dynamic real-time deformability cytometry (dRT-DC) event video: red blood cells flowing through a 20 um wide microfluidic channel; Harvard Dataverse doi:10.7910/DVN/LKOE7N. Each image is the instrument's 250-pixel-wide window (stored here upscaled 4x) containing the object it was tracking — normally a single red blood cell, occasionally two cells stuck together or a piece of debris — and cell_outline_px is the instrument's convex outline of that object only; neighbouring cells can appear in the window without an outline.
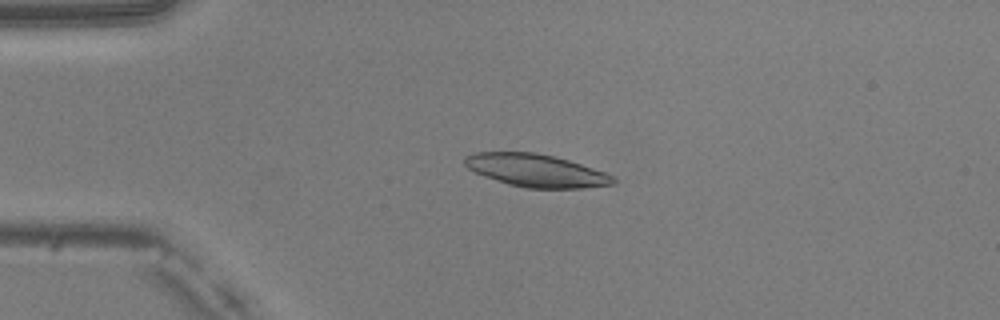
{"species": "common noctule bat (a hibernating species)", "species_latin": "Nyctalus noctula", "temperature_condition": "warm", "stored_images_in_passage": 49, "camera_frame_rate_fps": 3000, "um_per_image_px": 0.085, "animal": {"sex": "male", "body_mass_g": 20.5, "forearm_length_mm": 52.5}, "frame": {"image": 1, "passage_image": 11, "time_ms": 3.333, "image_size_px": [1000, 320], "cell_outline_px": [[616, 184], [584, 188], [528, 188], [508, 184], [484, 176], [468, 168], [464, 164], [464, 156], [472, 152], [532, 152], [552, 156], [568, 160], [604, 172], [612, 176], [616, 180]], "centroid_in_image_um": [45.54, 14.49], "position_along_channel_um": 39.5, "area_um2": 28.15}}
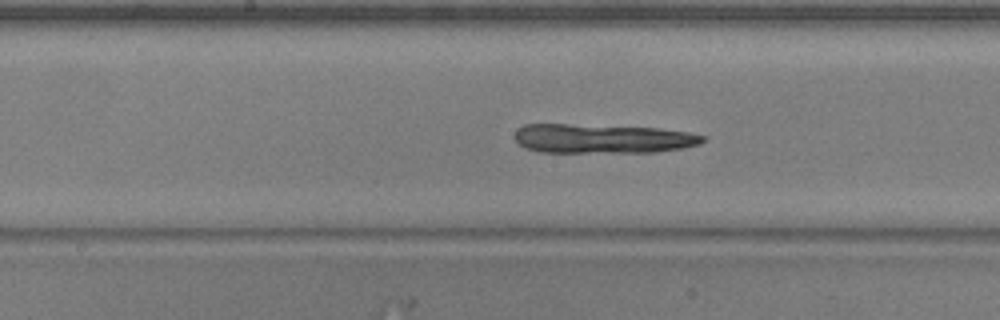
{"frame": {"image": 2, "passage_image": 25, "time_ms": 8.0, "image_size_px": [1000, 320], "cell_outline_px": [[708, 140], [700, 144], [684, 148], [656, 152], [540, 152], [524, 148], [516, 140], [516, 128], [524, 124], [568, 124], [656, 128], [688, 132], [708, 136]], "centroid_in_image_um": [51.25, 11.78], "position_along_channel_um": 196.9, "area_um2": 32.25}}
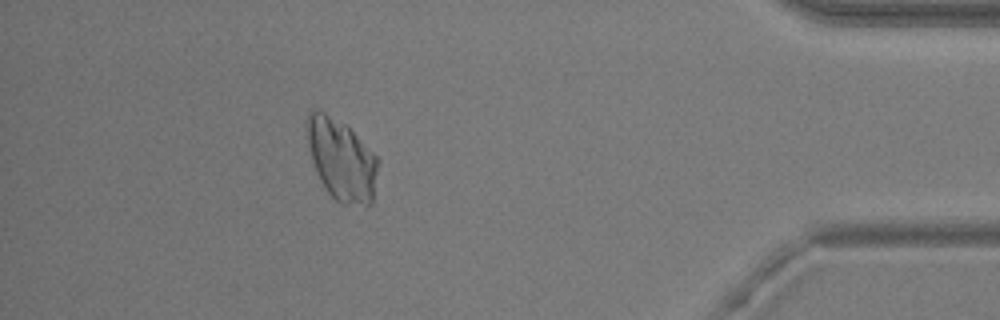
{"frame": {"image": 3, "passage_image": 44, "time_ms": 14.333, "image_size_px": [1000, 320], "cell_outline_px": [[380, 160], [372, 204], [340, 204], [328, 192], [320, 180], [316, 172], [312, 160], [308, 144], [304, 124], [308, 112], [312, 108], [316, 108], [324, 112], [344, 124]], "centroid_in_image_um": [28.99, 13.56], "position_along_channel_um": 406.2, "area_um2": 33.7}}